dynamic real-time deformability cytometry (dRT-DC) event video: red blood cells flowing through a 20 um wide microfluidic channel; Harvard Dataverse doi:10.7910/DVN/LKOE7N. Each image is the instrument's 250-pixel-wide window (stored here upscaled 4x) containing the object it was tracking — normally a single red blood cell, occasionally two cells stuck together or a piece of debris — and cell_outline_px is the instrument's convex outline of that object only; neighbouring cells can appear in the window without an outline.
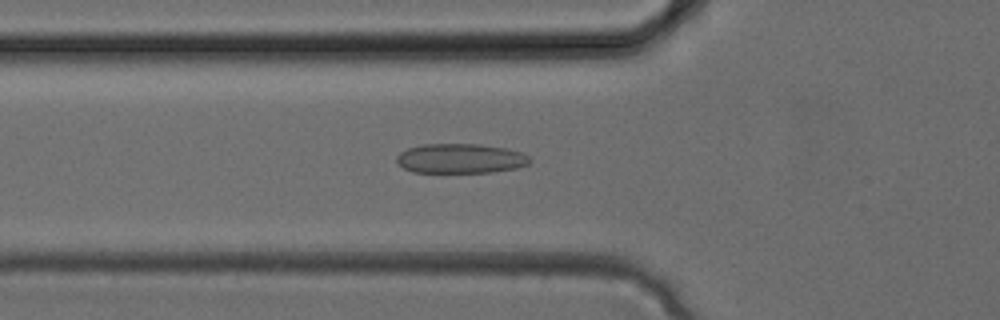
{"species": "common noctule bat (a hibernating species)", "species_latin": "Nyctalus noctula", "temperature_condition": "cold", "stored_images_in_passage": 34, "camera_frame_rate_fps": 3000, "um_per_image_px": 0.085, "animal": {"sex": "female", "body_mass_g": 24.6, "forearm_length_mm": 56.2}, "frame": {"image": 1, "passage_image": 12, "time_ms": 3.667, "image_size_px": [1000, 320], "cell_outline_px": [[532, 160], [528, 164], [516, 168], [492, 172], [412, 172], [404, 168], [396, 160], [396, 156], [400, 152], [408, 148], [424, 144], [480, 144], [504, 148], [520, 152], [528, 156]], "centroid_in_image_um": [39.13, 13.47], "position_along_channel_um": 86.7, "area_um2": 22.89}}
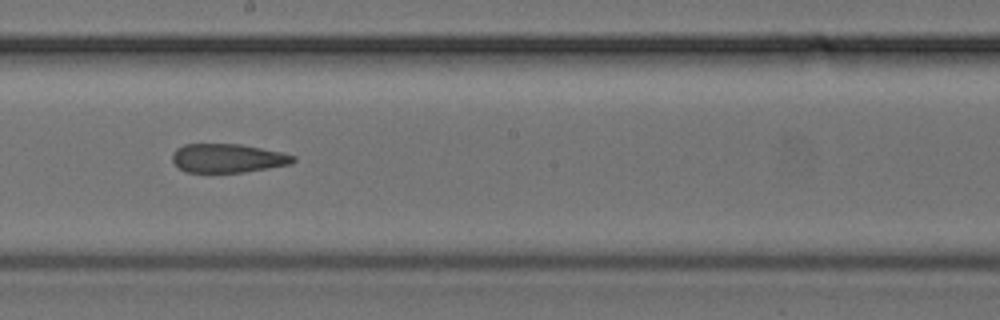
{"frame": {"image": 2, "passage_image": 19, "time_ms": 6.0, "image_size_px": [1000, 320], "cell_outline_px": [[296, 160], [292, 164], [244, 172], [184, 172], [172, 160], [172, 152], [176, 148], [184, 144], [240, 144], [280, 152], [296, 156]], "centroid_in_image_um": [19.35, 13.44], "position_along_channel_um": 228.9, "area_um2": 20.29}}
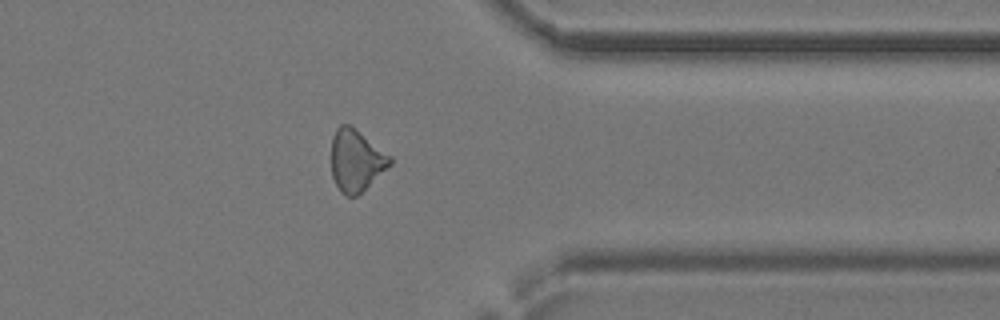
{"frame": {"image": 3, "passage_image": 27, "time_ms": 8.667, "image_size_px": [1000, 320], "cell_outline_px": [[392, 164], [356, 196], [348, 196], [340, 192], [332, 176], [332, 136], [336, 128], [340, 124], [348, 124], [392, 156]], "centroid_in_image_um": [30.26, 13.63], "position_along_channel_um": 381.1, "area_um2": 20.87}}